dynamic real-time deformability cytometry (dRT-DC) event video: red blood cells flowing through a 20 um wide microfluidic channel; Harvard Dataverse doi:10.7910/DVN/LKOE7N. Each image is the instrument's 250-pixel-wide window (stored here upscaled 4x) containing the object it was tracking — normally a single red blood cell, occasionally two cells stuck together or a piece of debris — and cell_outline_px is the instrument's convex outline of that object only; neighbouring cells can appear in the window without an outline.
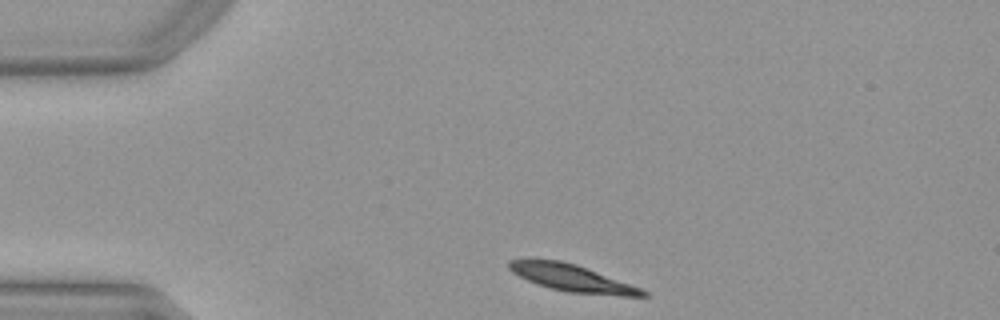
{"species": "Egyptian fruit bat (a non-hibernating species)", "species_latin": "Rousettus aegyptiacus", "temperature_condition": "warm", "stored_images_in_passage": 34, "camera_frame_rate_fps": 3000, "um_per_image_px": 0.085, "animal": {"sex": "female"}, "frame": {"image": 1, "passage_image": 1, "time_ms": 0.0, "image_size_px": [1000, 320], "cell_outline_px": [[648, 296], [620, 296], [568, 292], [536, 284], [512, 272], [508, 268], [508, 260], [560, 260], [576, 264], [640, 288], [648, 292]], "centroid_in_image_um": [48.62, 23.64], "position_along_channel_um": 36.4, "area_um2": 20.58}}
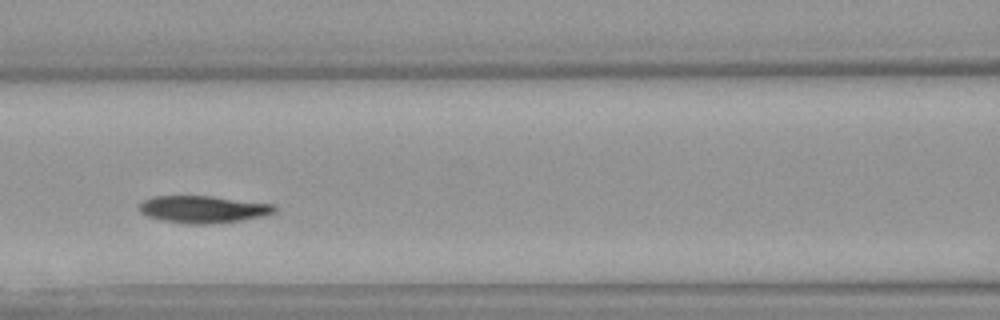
{"frame": {"image": 2, "passage_image": 13, "time_ms": 4.0, "image_size_px": [1000, 320], "cell_outline_px": [[276, 212], [264, 216], [240, 220], [212, 224], [188, 224], [160, 220], [148, 216], [140, 212], [140, 204], [144, 200], [152, 196], [212, 196], [276, 204]], "centroid_in_image_um": [17.3, 17.79], "position_along_channel_um": 149.3, "area_um2": 21.56}}
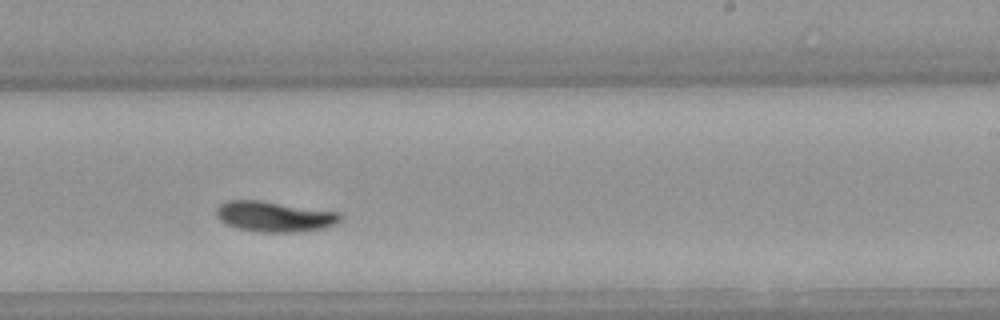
{"frame": {"image": 3, "passage_image": 22, "time_ms": 7.0, "image_size_px": [1000, 320], "cell_outline_px": [[340, 220], [336, 224], [324, 228], [300, 232], [256, 232], [236, 228], [220, 220], [216, 216], [216, 208], [220, 204], [228, 200], [260, 200], [340, 212]], "centroid_in_image_um": [23.32, 18.41], "position_along_channel_um": 265.7, "area_um2": 22.14}, "authors_computed_cell_mechanics": {"area_um2": 21.5883, "velocity_mm_per_s": 3.9079, "shape_relaxation_time_tau1_ms": 3.521, "shape_relaxation_time_tau2_ms": null, "deformation_change_tau1": 0.142, "deformation_change_tau2": null}}